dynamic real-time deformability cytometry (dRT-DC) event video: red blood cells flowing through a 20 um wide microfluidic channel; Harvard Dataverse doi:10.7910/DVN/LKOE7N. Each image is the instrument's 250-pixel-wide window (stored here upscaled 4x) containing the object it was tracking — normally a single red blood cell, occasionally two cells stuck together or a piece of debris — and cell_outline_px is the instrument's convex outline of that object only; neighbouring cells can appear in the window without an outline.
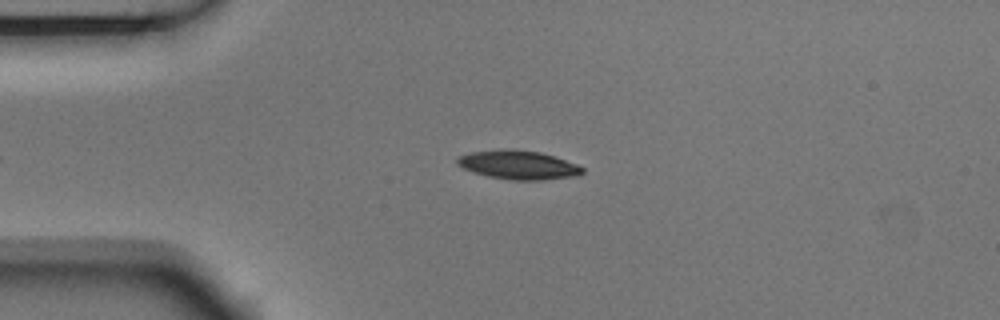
{"species": "Egyptian fruit bat (a non-hibernating species)", "species_latin": "Rousettus aegyptiacus", "temperature_condition": "room temperature", "stored_images_in_passage": 4, "camera_frame_rate_fps": 3000, "um_per_image_px": 0.085, "animal": {"sex": "male"}, "frame": {"image": 1, "passage_image": 4, "time_ms": 1.0, "image_size_px": [1000, 320], "cell_outline_px": [[584, 172], [580, 176], [540, 180], [512, 180], [488, 176], [472, 172], [456, 164], [456, 160], [460, 156], [472, 152], [504, 148], [512, 148], [540, 152], [556, 156], [576, 164], [584, 168]], "centroid_in_image_um": [44.09, 14.01], "position_along_channel_um": 40.9, "area_um2": 21.27}}